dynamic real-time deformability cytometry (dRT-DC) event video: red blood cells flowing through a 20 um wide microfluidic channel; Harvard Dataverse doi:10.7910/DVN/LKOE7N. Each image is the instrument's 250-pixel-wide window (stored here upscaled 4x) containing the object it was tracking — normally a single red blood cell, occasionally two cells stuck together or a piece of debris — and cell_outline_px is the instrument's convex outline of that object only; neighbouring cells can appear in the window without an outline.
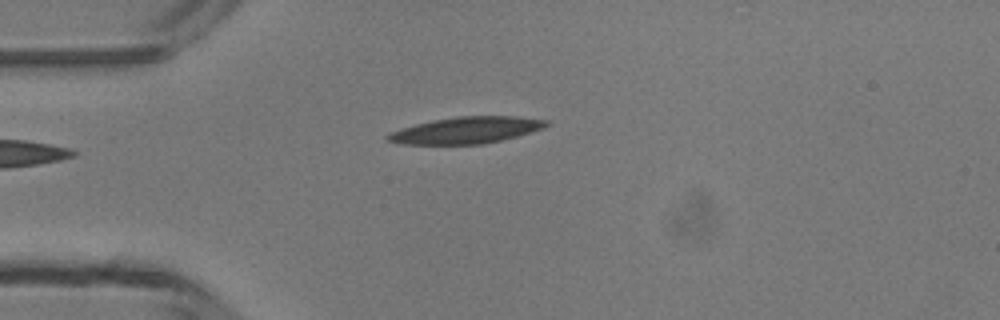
{"species": "common noctule bat (a hibernating species)", "species_latin": "Nyctalus noctula", "temperature_condition": "room temperature", "stored_images_in_passage": 4, "camera_frame_rate_fps": 3000, "um_per_image_px": 0.085, "animal": {"sex": "male", "body_mass_g": 13.3}, "frame": {"image": 1, "passage_image": 4, "time_ms": 3.333, "image_size_px": [1000, 320], "cell_outline_px": [[552, 124], [544, 128], [532, 132], [484, 144], [404, 144], [388, 140], [384, 136], [400, 128], [432, 120], [456, 116], [516, 116], [548, 120]], "centroid_in_image_um": [39.67, 11.06], "position_along_channel_um": 45.3, "area_um2": 24.57}}